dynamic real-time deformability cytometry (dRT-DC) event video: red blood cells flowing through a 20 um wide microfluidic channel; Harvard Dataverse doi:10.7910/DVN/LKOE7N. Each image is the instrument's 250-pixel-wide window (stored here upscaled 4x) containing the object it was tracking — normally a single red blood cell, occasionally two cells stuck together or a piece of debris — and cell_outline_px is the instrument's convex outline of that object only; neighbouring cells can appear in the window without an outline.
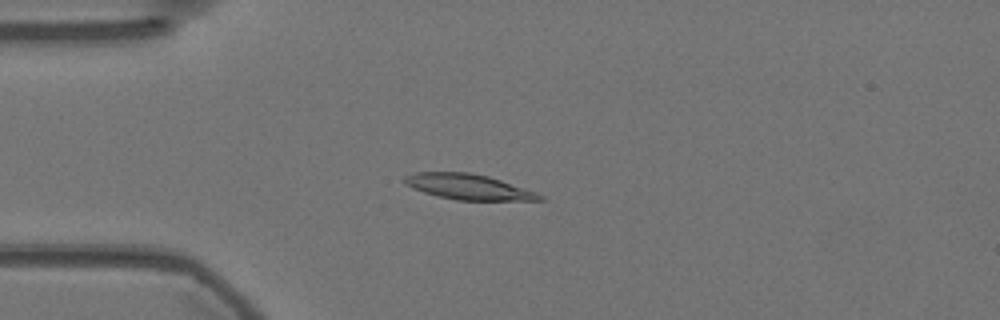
{"species": "Egyptian fruit bat (a non-hibernating species)", "species_latin": "Rousettus aegyptiacus", "temperature_condition": "warm", "stored_images_in_passage": 55, "camera_frame_rate_fps": 3000, "um_per_image_px": 0.085, "animal": {"sex": "female"}, "frame": {"image": 1, "passage_image": 13, "time_ms": 4.0, "image_size_px": [1000, 320], "cell_outline_px": [[544, 200], [456, 200], [424, 192], [412, 188], [404, 184], [404, 176], [416, 172], [468, 172], [488, 176], [536, 192], [544, 196]], "centroid_in_image_um": [39.79, 15.88], "position_along_channel_um": 45.2, "area_um2": 19.83}}
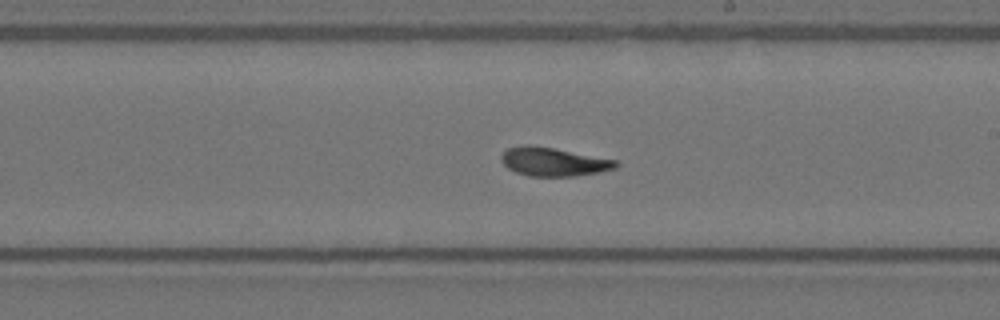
{"frame": {"image": 2, "passage_image": 31, "time_ms": 10.0, "image_size_px": [1000, 320], "cell_outline_px": [[620, 164], [616, 168], [600, 172], [572, 176], [528, 176], [516, 172], [508, 168], [500, 160], [500, 156], [508, 148], [528, 144], [552, 148], [616, 160]], "centroid_in_image_um": [47.03, 13.76], "position_along_channel_um": 242.0, "area_um2": 18.9}}
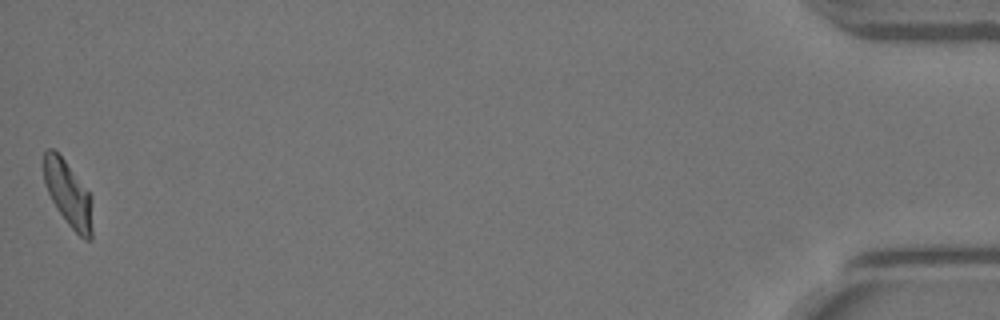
{"frame": {"image": 3, "passage_image": 55, "time_ms": 18.0, "image_size_px": [1000, 320], "cell_outline_px": [[92, 240], [84, 240], [68, 224], [56, 208], [44, 184], [44, 152], [48, 148], [52, 148], [64, 160], [92, 196]], "centroid_in_image_um": [5.81, 16.51], "position_along_channel_um": 429.4, "area_um2": 18.44}, "authors_computed_cell_mechanics": {"area_um2": 19.5364, "velocity_mm_per_s": 3.5564, "shape_relaxation_time_tau1_ms": 4.3733, "shape_relaxation_time_tau2_ms": 2.5594, "deformation_change_tau1": 0.1653, "deformation_change_tau2": 0.0804}}